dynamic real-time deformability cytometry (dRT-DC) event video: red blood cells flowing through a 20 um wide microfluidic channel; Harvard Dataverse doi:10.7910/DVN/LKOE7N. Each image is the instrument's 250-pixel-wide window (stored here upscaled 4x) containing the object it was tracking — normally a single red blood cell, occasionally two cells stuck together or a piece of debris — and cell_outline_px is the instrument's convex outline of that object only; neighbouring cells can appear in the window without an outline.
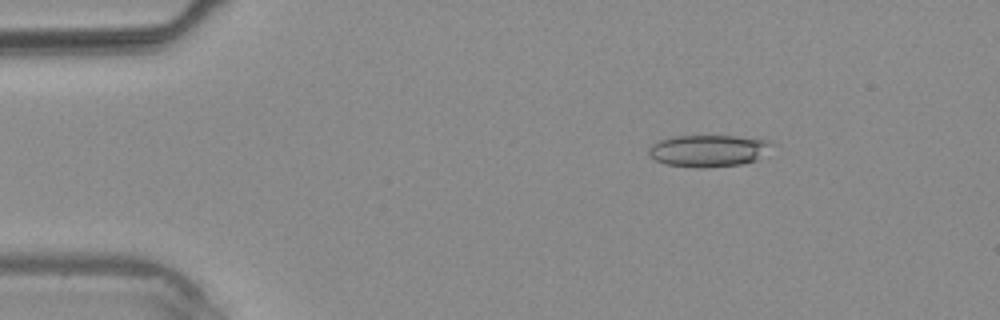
{"species": "common noctule bat (a hibernating species)", "species_latin": "Nyctalus noctula", "temperature_condition": "warm", "stored_images_in_passage": 36, "camera_frame_rate_fps": 3000, "um_per_image_px": 0.085, "animal": {"sex": "male", "body_mass_g": 20.4}, "frame": {"image": 1, "passage_image": 5, "time_ms": 1.333, "image_size_px": [1000, 320], "cell_outline_px": [[776, 144], [756, 160], [740, 164], [704, 168], [692, 168], [664, 164], [656, 160], [648, 152], [648, 148], [652, 144], [660, 140], [672, 136], [736, 136], [768, 140]], "centroid_in_image_um": [60.21, 12.81], "position_along_channel_um": 24.8, "area_um2": 23.0}}
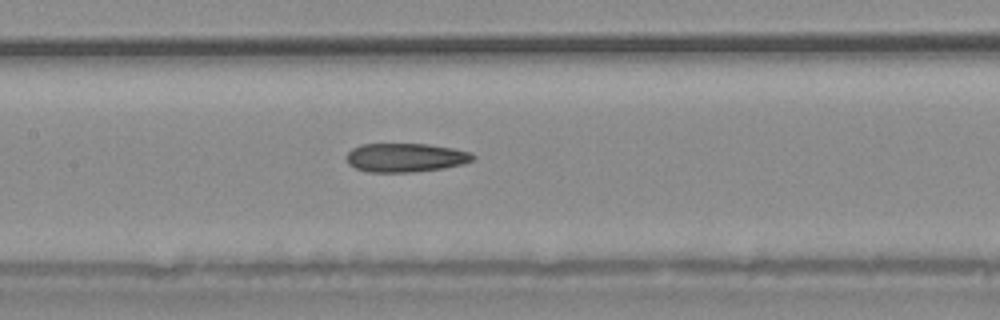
{"frame": {"image": 2, "passage_image": 17, "time_ms": 5.333, "image_size_px": [1000, 320], "cell_outline_px": [[476, 156], [472, 160], [464, 164], [444, 168], [412, 172], [368, 172], [356, 168], [348, 164], [344, 156], [352, 148], [360, 144], [428, 144], [452, 148], [468, 152]], "centroid_in_image_um": [34.43, 13.39], "position_along_channel_um": 173.0, "area_um2": 21.33}}
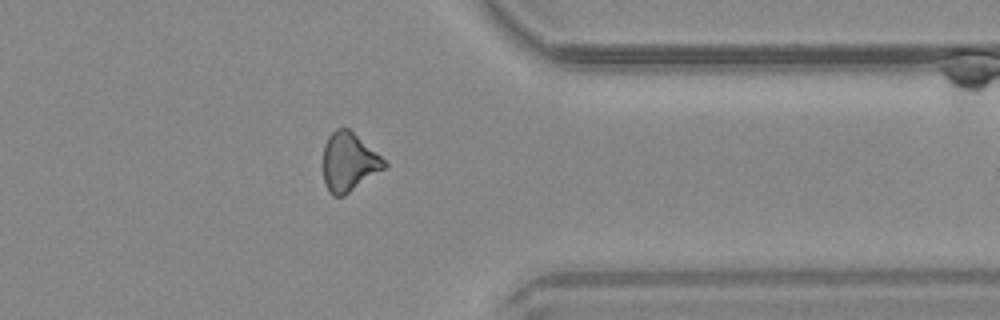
{"frame": {"image": 3, "passage_image": 29, "time_ms": 9.333, "image_size_px": [1000, 320], "cell_outline_px": [[388, 164], [384, 168], [344, 196], [332, 196], [324, 180], [324, 144], [328, 136], [336, 128], [348, 128], [380, 156]], "centroid_in_image_um": [29.63, 13.77], "position_along_channel_um": 381.8, "area_um2": 20.4}}